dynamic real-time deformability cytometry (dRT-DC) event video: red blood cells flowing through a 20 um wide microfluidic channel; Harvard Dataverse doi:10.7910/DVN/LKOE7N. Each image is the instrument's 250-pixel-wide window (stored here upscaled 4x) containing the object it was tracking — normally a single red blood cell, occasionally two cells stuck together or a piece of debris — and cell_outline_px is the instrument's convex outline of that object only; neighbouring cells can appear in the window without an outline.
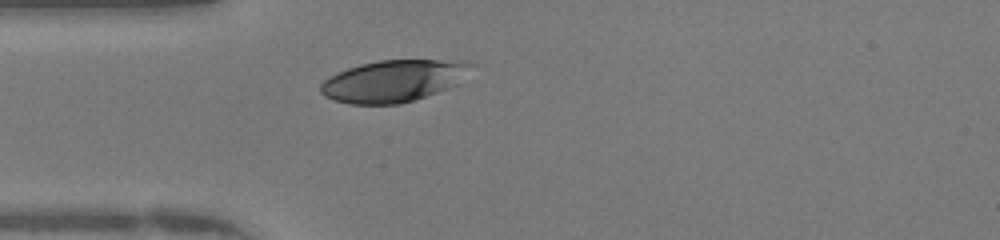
{"species": "human", "species_latin": "Homo sapiens", "temperature_condition": "warm", "stored_images_in_passage": 28, "camera_frame_rate_fps": 3000, "um_per_image_px": 0.085, "donor": {"sex": "female"}, "frame": {"image": 1, "passage_image": 1, "time_ms": 0.0, "image_size_px": [1000, 240], "cell_outline_px": [[476, 64], [448, 88], [400, 104], [348, 104], [324, 96], [320, 92], [320, 84], [324, 80], [348, 68], [360, 64], [380, 60], [440, 60]], "centroid_in_image_um": [33.36, 6.88], "position_along_channel_um": 51.6, "area_um2": 35.78}}
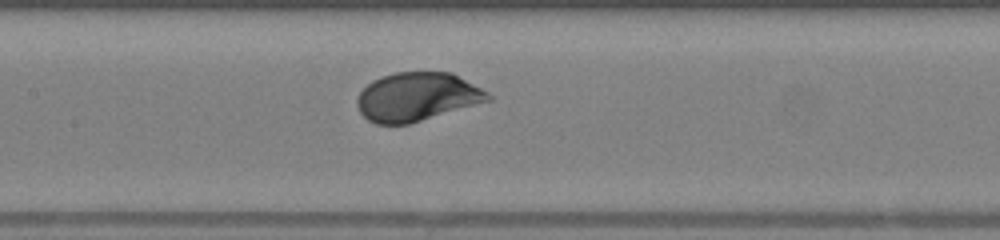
{"frame": {"image": 2, "passage_image": 10, "time_ms": 3.0, "image_size_px": [1000, 240], "cell_outline_px": [[492, 100], [408, 124], [376, 124], [368, 120], [360, 112], [356, 104], [356, 96], [372, 80], [380, 76], [396, 72], [452, 72], [488, 92], [492, 96]], "centroid_in_image_um": [35.43, 8.22], "position_along_channel_um": 172.0, "area_um2": 37.11}}
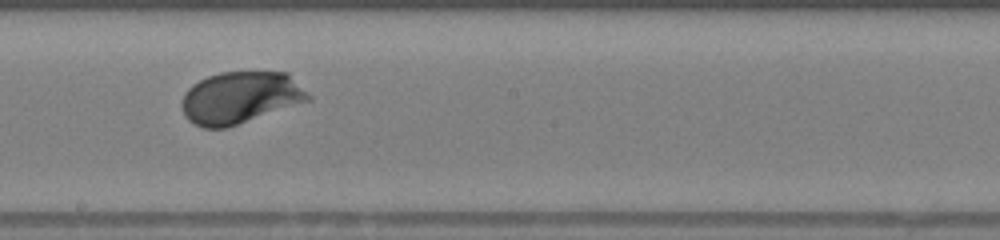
{"frame": {"image": 3, "passage_image": 14, "time_ms": 4.333, "image_size_px": [1000, 240], "cell_outline_px": [[312, 100], [224, 128], [204, 128], [192, 124], [184, 116], [180, 104], [184, 92], [192, 84], [208, 76], [220, 72], [288, 72], [312, 96]], "centroid_in_image_um": [20.41, 8.29], "position_along_channel_um": 227.8, "area_um2": 38.49}, "authors_computed_cell_mechanics": {"area_um2": 37.0209, "velocity_mm_per_s": 4.2164, "shape_relaxation_time_tau1_ms": 1.6014, "shape_relaxation_time_tau2_ms": null, "deformation_change_tau1": 0.1342, "deformation_change_tau2": null}}